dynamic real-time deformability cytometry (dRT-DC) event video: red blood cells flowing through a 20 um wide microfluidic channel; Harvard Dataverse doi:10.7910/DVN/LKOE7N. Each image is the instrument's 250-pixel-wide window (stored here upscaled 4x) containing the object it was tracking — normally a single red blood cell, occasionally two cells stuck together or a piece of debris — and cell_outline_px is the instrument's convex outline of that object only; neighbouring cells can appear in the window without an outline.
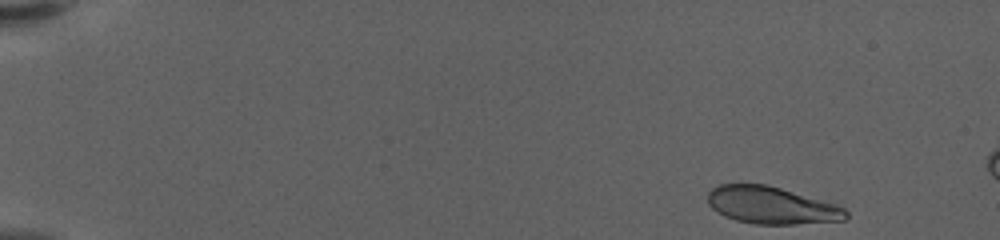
{"species": "human", "species_latin": "Homo sapiens", "temperature_condition": "warm", "stored_images_in_passage": 54, "camera_frame_rate_fps": 3000, "um_per_image_px": 0.085, "donor": {"sex": "female"}, "frame": {"image": 1, "passage_image": 1, "time_ms": 0.0, "image_size_px": [1000, 240], "cell_outline_px": [[848, 216], [844, 220], [796, 224], [756, 224], [736, 220], [724, 216], [712, 208], [708, 204], [708, 192], [712, 188], [720, 184], [764, 184], [780, 188], [836, 204], [844, 208], [848, 212]], "centroid_in_image_um": [65.56, 17.45], "position_along_channel_um": 19.4, "area_um2": 29.82}}
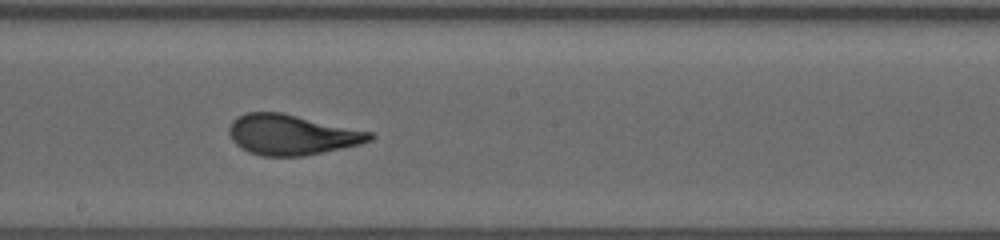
{"frame": {"image": 2, "passage_image": 30, "time_ms": 9.667, "image_size_px": [1000, 240], "cell_outline_px": [[376, 136], [372, 140], [360, 144], [304, 156], [260, 156], [248, 152], [240, 148], [232, 140], [228, 132], [228, 128], [232, 120], [248, 112], [280, 112], [372, 132]], "centroid_in_image_um": [24.78, 11.46], "position_along_channel_um": 223.4, "area_um2": 33.0}}
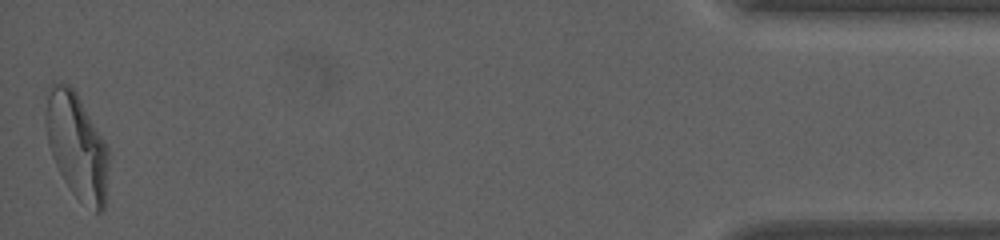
{"frame": {"image": 3, "passage_image": 54, "time_ms": 17.667, "image_size_px": [1000, 240], "cell_outline_px": [[108, 164], [104, 208], [100, 212], [96, 212], [80, 200], [72, 192], [64, 180], [52, 156], [48, 144], [48, 96], [52, 80], [68, 84], [76, 92], [104, 140], [108, 148]], "centroid_in_image_um": [6.56, 12.42], "position_along_channel_um": 428.6, "area_um2": 37.63}, "authors_computed_cell_mechanics": {"area_um2": 32.8015, "velocity_mm_per_s": 3.5432, "shape_relaxation_time_tau1_ms": 4.1213, "shape_relaxation_time_tau2_ms": null, "deformation_change_tau1": 0.2075, "deformation_change_tau2": null}}